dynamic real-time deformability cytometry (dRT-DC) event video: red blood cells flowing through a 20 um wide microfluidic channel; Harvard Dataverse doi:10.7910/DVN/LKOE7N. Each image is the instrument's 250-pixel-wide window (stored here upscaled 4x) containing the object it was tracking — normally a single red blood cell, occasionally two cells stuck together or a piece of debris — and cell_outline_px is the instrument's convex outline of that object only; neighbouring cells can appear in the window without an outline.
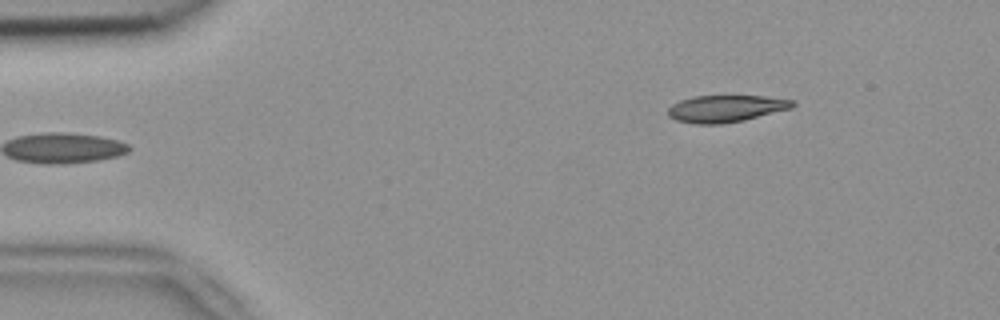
{"species": "common noctule bat (a hibernating species)", "species_latin": "Nyctalus noctula", "temperature_condition": "room temperature", "stored_images_in_passage": 2, "camera_frame_rate_fps": 3000, "um_per_image_px": 0.085, "animal": {"sex": "female", "body_mass_g": 18.4}, "frame": {"image": 1, "passage_image": 2, "time_ms": 0.333, "image_size_px": [1000, 320], "cell_outline_px": [[796, 104], [792, 108], [744, 120], [720, 124], [692, 124], [676, 120], [668, 116], [668, 108], [672, 104], [680, 100], [692, 96], [764, 96], [796, 100]], "centroid_in_image_um": [61.7, 9.23], "position_along_channel_um": 23.3, "area_um2": 19.71}}